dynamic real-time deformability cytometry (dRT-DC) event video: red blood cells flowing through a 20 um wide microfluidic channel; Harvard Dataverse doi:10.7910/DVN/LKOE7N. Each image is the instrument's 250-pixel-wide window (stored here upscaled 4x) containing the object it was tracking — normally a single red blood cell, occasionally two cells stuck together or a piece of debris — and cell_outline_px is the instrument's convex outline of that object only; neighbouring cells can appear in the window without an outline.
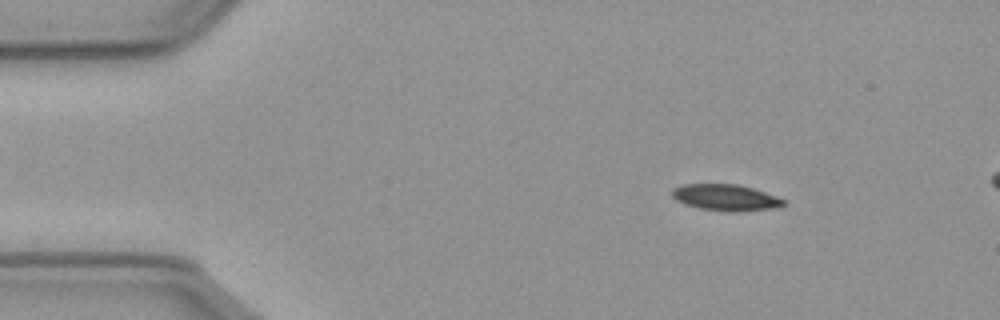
{"species": "common noctule bat (a hibernating species)", "species_latin": "Nyctalus noctula", "temperature_condition": "cold", "stored_images_in_passage": 57, "segment_of_instrument_passage": [1, 2], "camera_frame_rate_fps": 3000, "um_per_image_px": 0.085, "animal": {"sex": "male", "body_mass_g": 23.1, "forearm_length_mm": 52.7}, "frame": {"image": 1, "passage_image": 7, "time_ms": 2.0, "image_size_px": [1000, 320], "cell_outline_px": [[784, 204], [772, 208], [740, 212], [728, 212], [700, 208], [684, 204], [676, 200], [672, 196], [672, 188], [684, 184], [736, 184], [752, 188], [776, 196], [784, 200]], "centroid_in_image_um": [61.63, 16.79], "position_along_channel_um": 23.4, "area_um2": 16.99}}
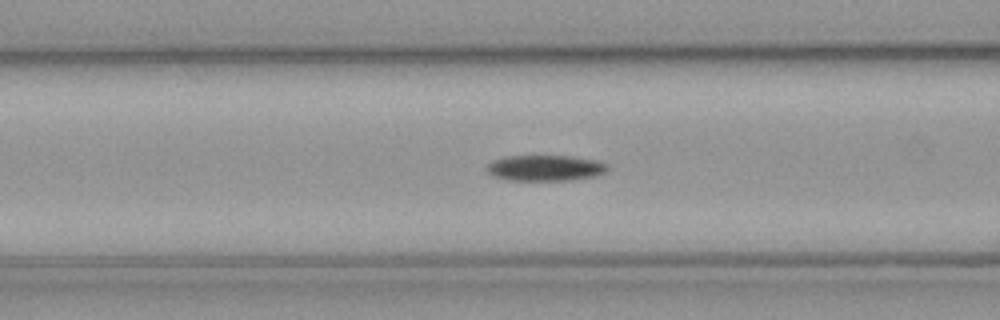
{"frame": {"image": 2, "passage_image": 21, "time_ms": 6.667, "image_size_px": [1000, 320], "cell_outline_px": [[608, 168], [604, 172], [596, 176], [572, 180], [508, 180], [492, 176], [484, 168], [492, 160], [504, 156], [572, 156], [596, 160], [608, 164]], "centroid_in_image_um": [46.31, 14.27], "position_along_channel_um": 120.3, "area_um2": 18.32}}
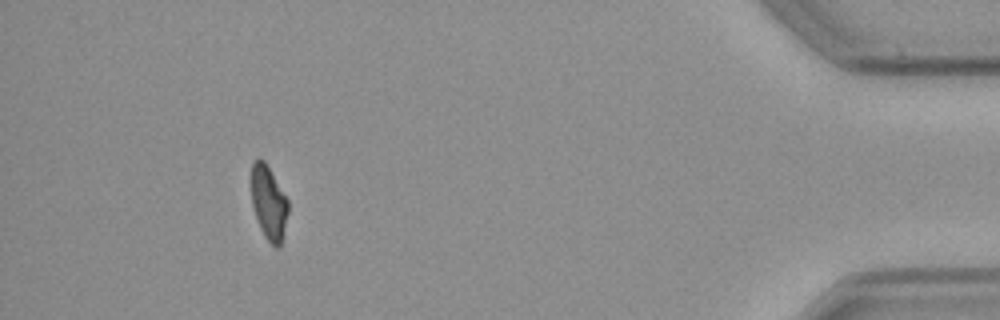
{"frame": {"image": 3, "passage_image": 51, "time_ms": 16.667, "image_size_px": [1000, 320], "cell_outline_px": [[288, 212], [280, 244], [276, 248], [264, 236], [260, 228], [252, 204], [252, 160], [256, 156], [260, 156], [264, 160], [288, 200]], "centroid_in_image_um": [22.82, 17.17], "position_along_channel_um": 412.4, "area_um2": 15.61}}